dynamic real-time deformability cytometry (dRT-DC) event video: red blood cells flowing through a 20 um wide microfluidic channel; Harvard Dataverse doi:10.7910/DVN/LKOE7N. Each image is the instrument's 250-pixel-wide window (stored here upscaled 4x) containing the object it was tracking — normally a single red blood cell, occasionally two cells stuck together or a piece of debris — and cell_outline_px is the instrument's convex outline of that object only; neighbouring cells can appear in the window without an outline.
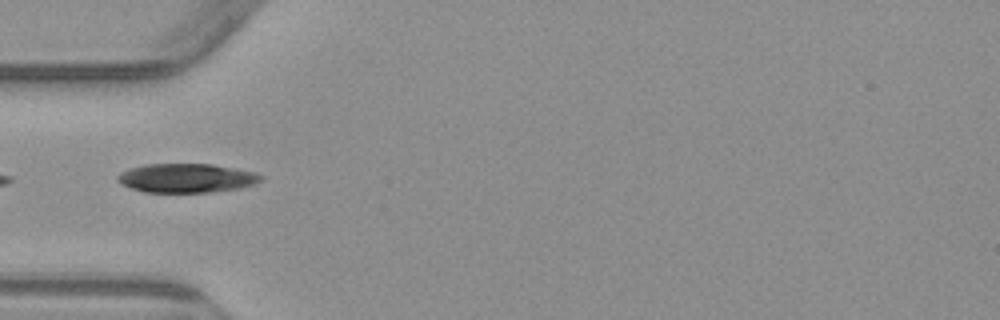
{"species": "common noctule bat (a hibernating species)", "species_latin": "Nyctalus noctula", "temperature_condition": "warm", "stored_images_in_passage": 4, "camera_frame_rate_fps": 3000, "um_per_image_px": 0.085, "animal": {"sex": "male", "body_mass_g": 23.1, "forearm_length_mm": 52.7}, "frame": {"image": 1, "passage_image": 3, "time_ms": 3.0, "image_size_px": [1000, 320], "cell_outline_px": [[264, 176], [260, 180], [252, 184], [240, 188], [208, 192], [144, 192], [120, 184], [116, 180], [116, 176], [120, 172], [128, 168], [144, 164], [212, 164], [256, 172]], "centroid_in_image_um": [15.8, 15.13], "position_along_channel_um": 69.2, "area_um2": 24.28}}
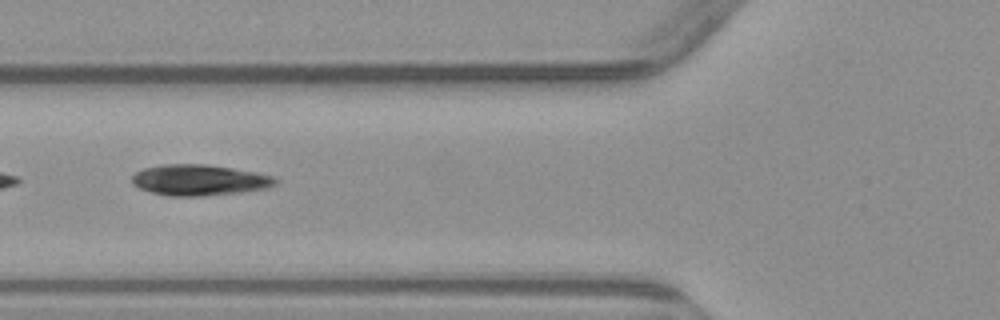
{"frame": {"image": 2, "passage_image": 4, "time_ms": 4.0, "image_size_px": [1000, 320], "cell_outline_px": [[280, 180], [276, 184], [268, 188], [240, 192], [200, 196], [168, 196], [152, 192], [140, 188], [132, 184], [132, 176], [136, 172], [144, 168], [164, 164], [208, 164], [256, 172], [276, 176]], "centroid_in_image_um": [16.99, 15.3], "position_along_channel_um": 108.8, "area_um2": 25.95}}